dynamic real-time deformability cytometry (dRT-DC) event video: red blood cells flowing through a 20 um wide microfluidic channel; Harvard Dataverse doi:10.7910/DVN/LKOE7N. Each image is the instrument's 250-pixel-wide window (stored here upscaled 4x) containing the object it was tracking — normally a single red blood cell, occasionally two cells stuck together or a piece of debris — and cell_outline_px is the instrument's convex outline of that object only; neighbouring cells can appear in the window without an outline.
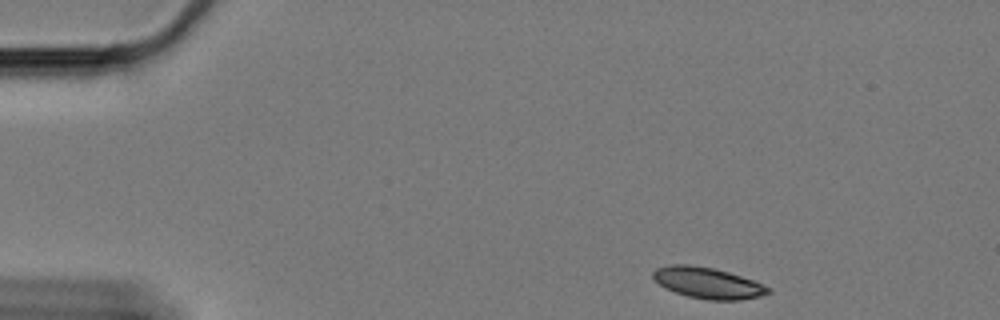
{"species": "Egyptian fruit bat (a non-hibernating species)", "species_latin": "Rousettus aegyptiacus", "temperature_condition": "cold", "stored_images_in_passage": 52, "camera_frame_rate_fps": 3000, "um_per_image_px": 0.085, "animal": {"sex": "female"}, "frame": {"image": 1, "passage_image": 1, "time_ms": 0.0, "image_size_px": [1000, 320], "cell_outline_px": [[772, 292], [760, 296], [740, 300], [708, 300], [688, 296], [664, 288], [652, 280], [652, 272], [656, 268], [672, 264], [688, 264], [712, 268], [728, 272], [752, 280], [768, 288]], "centroid_in_image_um": [60.09, 24.05], "position_along_channel_um": 24.9, "area_um2": 20.75}}
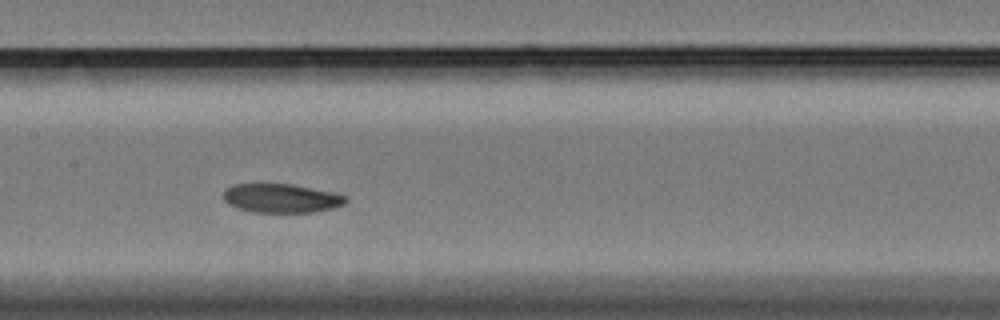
{"frame": {"image": 2, "passage_image": 22, "time_ms": 7.0, "image_size_px": [1000, 320], "cell_outline_px": [[348, 200], [344, 204], [332, 208], [312, 212], [252, 212], [236, 208], [228, 204], [224, 200], [224, 192], [232, 184], [292, 184], [332, 192], [348, 196]], "centroid_in_image_um": [23.91, 16.85], "position_along_channel_um": 183.5, "area_um2": 20.58}}
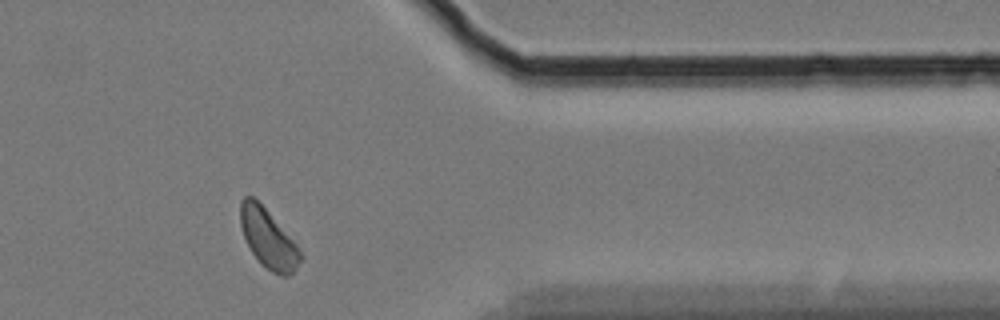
{"frame": {"image": 3, "passage_image": 42, "time_ms": 13.667, "image_size_px": [1000, 320], "cell_outline_px": [[300, 260], [296, 268], [288, 276], [280, 276], [264, 268], [260, 264], [252, 252], [244, 236], [240, 224], [240, 200], [244, 196], [252, 196], [268, 212], [296, 244], [300, 252]], "centroid_in_image_um": [22.76, 20.3], "position_along_channel_um": 388.6, "area_um2": 20.17}, "authors_computed_cell_mechanics": {"area_um2": 21.4727, "velocity_mm_per_s": 3.2879, "shape_relaxation_time_tau1_ms": 4.3293, "shape_relaxation_time_tau2_ms": 4.0143, "deformation_change_tau1": 0.0904, "deformation_change_tau2": 0.0819}}